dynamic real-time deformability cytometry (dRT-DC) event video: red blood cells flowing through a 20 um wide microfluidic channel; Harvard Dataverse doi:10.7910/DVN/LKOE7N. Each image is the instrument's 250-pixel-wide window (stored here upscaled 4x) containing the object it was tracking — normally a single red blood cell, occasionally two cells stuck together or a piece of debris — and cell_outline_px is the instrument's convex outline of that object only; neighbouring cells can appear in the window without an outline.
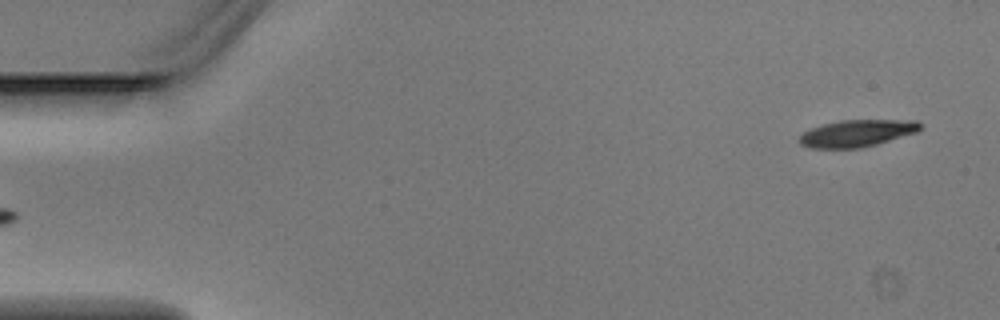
{"species": "Egyptian fruit bat (a non-hibernating species)", "species_latin": "Rousettus aegyptiacus", "temperature_condition": "warm", "stored_images_in_passage": 3, "camera_frame_rate_fps": 3000, "um_per_image_px": 0.085, "animal": {"sex": "male"}, "frame": {"image": 1, "passage_image": 3, "time_ms": 0.667, "image_size_px": [1000, 320], "cell_outline_px": [[920, 128], [916, 132], [876, 144], [860, 148], [808, 148], [800, 144], [796, 140], [804, 132], [812, 128], [824, 124], [840, 120], [916, 120], [920, 124]], "centroid_in_image_um": [72.79, 11.33], "position_along_channel_um": 12.2, "area_um2": 18.84}}